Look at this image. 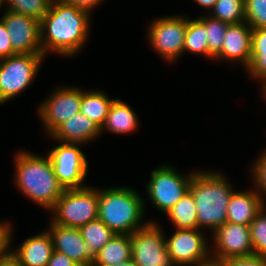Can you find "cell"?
<instances>
[{"mask_svg":"<svg viewBox=\"0 0 266 266\" xmlns=\"http://www.w3.org/2000/svg\"><path fill=\"white\" fill-rule=\"evenodd\" d=\"M220 171H197L192 175L189 191L197 211V228L214 232L227 221V206L234 187Z\"/></svg>","mask_w":266,"mask_h":266,"instance_id":"3957f363","label":"cell"},{"mask_svg":"<svg viewBox=\"0 0 266 266\" xmlns=\"http://www.w3.org/2000/svg\"><path fill=\"white\" fill-rule=\"evenodd\" d=\"M9 11L23 14L41 21L49 11L52 0H4Z\"/></svg>","mask_w":266,"mask_h":266,"instance_id":"83f0119b","label":"cell"},{"mask_svg":"<svg viewBox=\"0 0 266 266\" xmlns=\"http://www.w3.org/2000/svg\"><path fill=\"white\" fill-rule=\"evenodd\" d=\"M66 4L74 6L78 9L84 10L89 14L98 5L103 3L104 0H63Z\"/></svg>","mask_w":266,"mask_h":266,"instance_id":"8d00e7d4","label":"cell"},{"mask_svg":"<svg viewBox=\"0 0 266 266\" xmlns=\"http://www.w3.org/2000/svg\"><path fill=\"white\" fill-rule=\"evenodd\" d=\"M146 201L133 188L98 189V218L115 234L131 235L146 226Z\"/></svg>","mask_w":266,"mask_h":266,"instance_id":"277c9868","label":"cell"},{"mask_svg":"<svg viewBox=\"0 0 266 266\" xmlns=\"http://www.w3.org/2000/svg\"><path fill=\"white\" fill-rule=\"evenodd\" d=\"M3 5H4V0H0V10H1Z\"/></svg>","mask_w":266,"mask_h":266,"instance_id":"ee69618b","label":"cell"},{"mask_svg":"<svg viewBox=\"0 0 266 266\" xmlns=\"http://www.w3.org/2000/svg\"><path fill=\"white\" fill-rule=\"evenodd\" d=\"M155 222L151 220L130 235L131 259L136 266H175L166 248L165 231Z\"/></svg>","mask_w":266,"mask_h":266,"instance_id":"30bf717a","label":"cell"},{"mask_svg":"<svg viewBox=\"0 0 266 266\" xmlns=\"http://www.w3.org/2000/svg\"><path fill=\"white\" fill-rule=\"evenodd\" d=\"M198 19L205 25L209 59L214 60L221 52L225 32L229 24L209 15H202Z\"/></svg>","mask_w":266,"mask_h":266,"instance_id":"4316f807","label":"cell"},{"mask_svg":"<svg viewBox=\"0 0 266 266\" xmlns=\"http://www.w3.org/2000/svg\"><path fill=\"white\" fill-rule=\"evenodd\" d=\"M16 54L12 50L9 33L4 22L0 19V60Z\"/></svg>","mask_w":266,"mask_h":266,"instance_id":"e575fe53","label":"cell"},{"mask_svg":"<svg viewBox=\"0 0 266 266\" xmlns=\"http://www.w3.org/2000/svg\"><path fill=\"white\" fill-rule=\"evenodd\" d=\"M211 234L214 243L213 250L211 249L213 261L220 262L231 257L254 255L250 225L226 221Z\"/></svg>","mask_w":266,"mask_h":266,"instance_id":"4fadbf2b","label":"cell"},{"mask_svg":"<svg viewBox=\"0 0 266 266\" xmlns=\"http://www.w3.org/2000/svg\"><path fill=\"white\" fill-rule=\"evenodd\" d=\"M194 172L182 175L168 164L155 168L146 185L153 206L166 214L189 191Z\"/></svg>","mask_w":266,"mask_h":266,"instance_id":"52a82bcc","label":"cell"},{"mask_svg":"<svg viewBox=\"0 0 266 266\" xmlns=\"http://www.w3.org/2000/svg\"><path fill=\"white\" fill-rule=\"evenodd\" d=\"M9 33L12 50L17 54H43L40 21L5 9L0 18Z\"/></svg>","mask_w":266,"mask_h":266,"instance_id":"5bb4252c","label":"cell"},{"mask_svg":"<svg viewBox=\"0 0 266 266\" xmlns=\"http://www.w3.org/2000/svg\"><path fill=\"white\" fill-rule=\"evenodd\" d=\"M245 22L252 28H266V0H245Z\"/></svg>","mask_w":266,"mask_h":266,"instance_id":"f546056e","label":"cell"},{"mask_svg":"<svg viewBox=\"0 0 266 266\" xmlns=\"http://www.w3.org/2000/svg\"><path fill=\"white\" fill-rule=\"evenodd\" d=\"M90 253L95 256L115 235L99 218L79 227Z\"/></svg>","mask_w":266,"mask_h":266,"instance_id":"cb8c5ba5","label":"cell"},{"mask_svg":"<svg viewBox=\"0 0 266 266\" xmlns=\"http://www.w3.org/2000/svg\"><path fill=\"white\" fill-rule=\"evenodd\" d=\"M207 41L205 25L198 18L188 19V17H186L183 54L188 51L191 54H200V56L202 55L204 58L207 57L209 59Z\"/></svg>","mask_w":266,"mask_h":266,"instance_id":"d4e9b609","label":"cell"},{"mask_svg":"<svg viewBox=\"0 0 266 266\" xmlns=\"http://www.w3.org/2000/svg\"><path fill=\"white\" fill-rule=\"evenodd\" d=\"M251 52H266V28L252 29Z\"/></svg>","mask_w":266,"mask_h":266,"instance_id":"d590c367","label":"cell"},{"mask_svg":"<svg viewBox=\"0 0 266 266\" xmlns=\"http://www.w3.org/2000/svg\"><path fill=\"white\" fill-rule=\"evenodd\" d=\"M114 100L103 90L85 91L81 89L80 112L101 128L106 121L109 108Z\"/></svg>","mask_w":266,"mask_h":266,"instance_id":"7402d4cb","label":"cell"},{"mask_svg":"<svg viewBox=\"0 0 266 266\" xmlns=\"http://www.w3.org/2000/svg\"><path fill=\"white\" fill-rule=\"evenodd\" d=\"M202 229H175L165 235L166 248L175 266H203L212 260L211 246Z\"/></svg>","mask_w":266,"mask_h":266,"instance_id":"9c48e42d","label":"cell"},{"mask_svg":"<svg viewBox=\"0 0 266 266\" xmlns=\"http://www.w3.org/2000/svg\"><path fill=\"white\" fill-rule=\"evenodd\" d=\"M211 12V13H210ZM207 14L228 24L245 21V0H217Z\"/></svg>","mask_w":266,"mask_h":266,"instance_id":"484cf974","label":"cell"},{"mask_svg":"<svg viewBox=\"0 0 266 266\" xmlns=\"http://www.w3.org/2000/svg\"><path fill=\"white\" fill-rule=\"evenodd\" d=\"M58 142L48 156L54 173L64 189L82 188L88 173V160L80 149L81 144ZM80 146V147H79Z\"/></svg>","mask_w":266,"mask_h":266,"instance_id":"8fae6325","label":"cell"},{"mask_svg":"<svg viewBox=\"0 0 266 266\" xmlns=\"http://www.w3.org/2000/svg\"><path fill=\"white\" fill-rule=\"evenodd\" d=\"M220 262L224 266H266V257L258 255L231 257Z\"/></svg>","mask_w":266,"mask_h":266,"instance_id":"d6a6232c","label":"cell"},{"mask_svg":"<svg viewBox=\"0 0 266 266\" xmlns=\"http://www.w3.org/2000/svg\"><path fill=\"white\" fill-rule=\"evenodd\" d=\"M252 28L244 21L229 24L225 32L220 54L214 60L241 62L244 69L251 63Z\"/></svg>","mask_w":266,"mask_h":266,"instance_id":"2e32d148","label":"cell"},{"mask_svg":"<svg viewBox=\"0 0 266 266\" xmlns=\"http://www.w3.org/2000/svg\"><path fill=\"white\" fill-rule=\"evenodd\" d=\"M203 266H224V265L221 262L211 260L208 263L204 264Z\"/></svg>","mask_w":266,"mask_h":266,"instance_id":"b9f144b4","label":"cell"},{"mask_svg":"<svg viewBox=\"0 0 266 266\" xmlns=\"http://www.w3.org/2000/svg\"><path fill=\"white\" fill-rule=\"evenodd\" d=\"M166 215L175 229H196L197 211L191 192H186Z\"/></svg>","mask_w":266,"mask_h":266,"instance_id":"603a6c76","label":"cell"},{"mask_svg":"<svg viewBox=\"0 0 266 266\" xmlns=\"http://www.w3.org/2000/svg\"><path fill=\"white\" fill-rule=\"evenodd\" d=\"M254 255L266 257V205L250 223Z\"/></svg>","mask_w":266,"mask_h":266,"instance_id":"f1b7e54d","label":"cell"},{"mask_svg":"<svg viewBox=\"0 0 266 266\" xmlns=\"http://www.w3.org/2000/svg\"><path fill=\"white\" fill-rule=\"evenodd\" d=\"M112 266H136V264L132 259H130L128 261H124V262H121L119 264H114Z\"/></svg>","mask_w":266,"mask_h":266,"instance_id":"60d3db41","label":"cell"},{"mask_svg":"<svg viewBox=\"0 0 266 266\" xmlns=\"http://www.w3.org/2000/svg\"><path fill=\"white\" fill-rule=\"evenodd\" d=\"M248 76L262 82L266 79V52H251V63L246 68Z\"/></svg>","mask_w":266,"mask_h":266,"instance_id":"1f68e13d","label":"cell"},{"mask_svg":"<svg viewBox=\"0 0 266 266\" xmlns=\"http://www.w3.org/2000/svg\"><path fill=\"white\" fill-rule=\"evenodd\" d=\"M14 160L15 186L29 200L51 210L65 189L54 173L50 157L20 150Z\"/></svg>","mask_w":266,"mask_h":266,"instance_id":"7a4b0ae2","label":"cell"},{"mask_svg":"<svg viewBox=\"0 0 266 266\" xmlns=\"http://www.w3.org/2000/svg\"><path fill=\"white\" fill-rule=\"evenodd\" d=\"M139 119L136 112L127 103L115 99L111 104L106 121L101 127V135L104 130L117 135H128L137 130Z\"/></svg>","mask_w":266,"mask_h":266,"instance_id":"ffe728a7","label":"cell"},{"mask_svg":"<svg viewBox=\"0 0 266 266\" xmlns=\"http://www.w3.org/2000/svg\"><path fill=\"white\" fill-rule=\"evenodd\" d=\"M47 228L55 251L65 254L80 266H92L93 255L83 239L79 228L67 227L50 221Z\"/></svg>","mask_w":266,"mask_h":266,"instance_id":"9a60e30c","label":"cell"},{"mask_svg":"<svg viewBox=\"0 0 266 266\" xmlns=\"http://www.w3.org/2000/svg\"><path fill=\"white\" fill-rule=\"evenodd\" d=\"M0 266H22L19 259L12 253V251L3 259L0 260Z\"/></svg>","mask_w":266,"mask_h":266,"instance_id":"f35d334b","label":"cell"},{"mask_svg":"<svg viewBox=\"0 0 266 266\" xmlns=\"http://www.w3.org/2000/svg\"><path fill=\"white\" fill-rule=\"evenodd\" d=\"M43 54H14L0 60V104L14 99L34 81Z\"/></svg>","mask_w":266,"mask_h":266,"instance_id":"8992f818","label":"cell"},{"mask_svg":"<svg viewBox=\"0 0 266 266\" xmlns=\"http://www.w3.org/2000/svg\"><path fill=\"white\" fill-rule=\"evenodd\" d=\"M91 14L66 4L52 1L49 11L40 21V42L43 55L75 56L87 44Z\"/></svg>","mask_w":266,"mask_h":266,"instance_id":"6da1fadb","label":"cell"},{"mask_svg":"<svg viewBox=\"0 0 266 266\" xmlns=\"http://www.w3.org/2000/svg\"><path fill=\"white\" fill-rule=\"evenodd\" d=\"M12 226L10 225V221H2L0 222V260L6 257L12 249L11 242L12 238Z\"/></svg>","mask_w":266,"mask_h":266,"instance_id":"836d02e7","label":"cell"},{"mask_svg":"<svg viewBox=\"0 0 266 266\" xmlns=\"http://www.w3.org/2000/svg\"><path fill=\"white\" fill-rule=\"evenodd\" d=\"M81 88L59 86L38 106L37 113L48 136L63 122L80 112Z\"/></svg>","mask_w":266,"mask_h":266,"instance_id":"7c38bea8","label":"cell"},{"mask_svg":"<svg viewBox=\"0 0 266 266\" xmlns=\"http://www.w3.org/2000/svg\"><path fill=\"white\" fill-rule=\"evenodd\" d=\"M50 211L53 223L79 228L98 219V189L91 186L65 189Z\"/></svg>","mask_w":266,"mask_h":266,"instance_id":"5b68a950","label":"cell"},{"mask_svg":"<svg viewBox=\"0 0 266 266\" xmlns=\"http://www.w3.org/2000/svg\"><path fill=\"white\" fill-rule=\"evenodd\" d=\"M101 135V128L81 112L59 125L49 136L55 141L88 144Z\"/></svg>","mask_w":266,"mask_h":266,"instance_id":"e0dca14e","label":"cell"},{"mask_svg":"<svg viewBox=\"0 0 266 266\" xmlns=\"http://www.w3.org/2000/svg\"><path fill=\"white\" fill-rule=\"evenodd\" d=\"M265 203L255 188L243 192L235 190L227 206V222L250 225Z\"/></svg>","mask_w":266,"mask_h":266,"instance_id":"ac0fdd59","label":"cell"},{"mask_svg":"<svg viewBox=\"0 0 266 266\" xmlns=\"http://www.w3.org/2000/svg\"><path fill=\"white\" fill-rule=\"evenodd\" d=\"M131 237L115 234L93 257L92 266H112L131 259Z\"/></svg>","mask_w":266,"mask_h":266,"instance_id":"44dd1931","label":"cell"},{"mask_svg":"<svg viewBox=\"0 0 266 266\" xmlns=\"http://www.w3.org/2000/svg\"><path fill=\"white\" fill-rule=\"evenodd\" d=\"M53 251V240L46 229L24 240L12 253L22 266H47Z\"/></svg>","mask_w":266,"mask_h":266,"instance_id":"d6986e66","label":"cell"},{"mask_svg":"<svg viewBox=\"0 0 266 266\" xmlns=\"http://www.w3.org/2000/svg\"><path fill=\"white\" fill-rule=\"evenodd\" d=\"M255 162L252 164V179L255 189L259 192L265 202L266 199V149L261 151ZM265 198V199H264Z\"/></svg>","mask_w":266,"mask_h":266,"instance_id":"4dcf8cb0","label":"cell"},{"mask_svg":"<svg viewBox=\"0 0 266 266\" xmlns=\"http://www.w3.org/2000/svg\"><path fill=\"white\" fill-rule=\"evenodd\" d=\"M197 2L201 7L208 9L210 11L214 6L217 0H194Z\"/></svg>","mask_w":266,"mask_h":266,"instance_id":"ab89813d","label":"cell"},{"mask_svg":"<svg viewBox=\"0 0 266 266\" xmlns=\"http://www.w3.org/2000/svg\"><path fill=\"white\" fill-rule=\"evenodd\" d=\"M47 266H80V265L72 261L65 254L54 250L51 255V259L47 263Z\"/></svg>","mask_w":266,"mask_h":266,"instance_id":"74e56055","label":"cell"},{"mask_svg":"<svg viewBox=\"0 0 266 266\" xmlns=\"http://www.w3.org/2000/svg\"><path fill=\"white\" fill-rule=\"evenodd\" d=\"M262 85H261V87H262V95L265 97L264 99L266 100V79L264 80V81H262V82H260Z\"/></svg>","mask_w":266,"mask_h":266,"instance_id":"7bdbcfd3","label":"cell"},{"mask_svg":"<svg viewBox=\"0 0 266 266\" xmlns=\"http://www.w3.org/2000/svg\"><path fill=\"white\" fill-rule=\"evenodd\" d=\"M148 25V40L154 51L169 63L181 58L186 33V17L176 14L154 18Z\"/></svg>","mask_w":266,"mask_h":266,"instance_id":"ba28073f","label":"cell"}]
</instances>
